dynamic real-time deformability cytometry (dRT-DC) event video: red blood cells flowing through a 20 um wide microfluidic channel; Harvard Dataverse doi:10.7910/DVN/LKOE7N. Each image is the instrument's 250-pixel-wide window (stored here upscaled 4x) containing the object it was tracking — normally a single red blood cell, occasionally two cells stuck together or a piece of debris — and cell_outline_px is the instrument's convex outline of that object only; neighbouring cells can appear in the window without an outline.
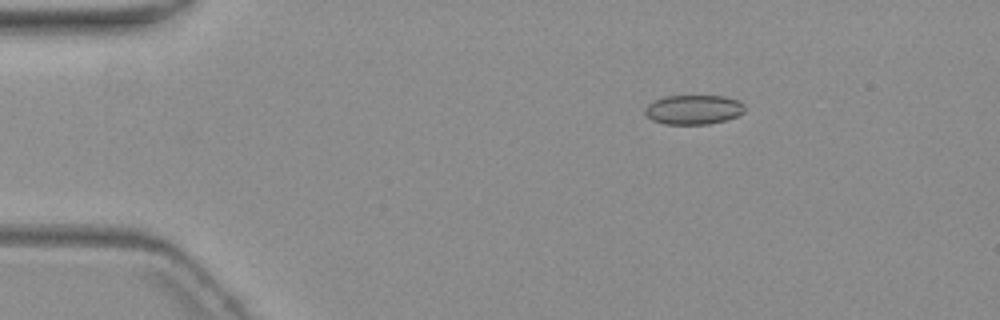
{"species": "common noctule bat (a hibernating species)", "species_latin": "Nyctalus noctula", "temperature_condition": "warm", "stored_images_in_passage": 3, "camera_frame_rate_fps": 3000, "um_per_image_px": 0.085, "animal": {"sex": "female", "body_mass_g": 19.3, "forearm_length_mm": 54.1}, "frame": {"image": 1, "passage_image": 1, "time_ms": 0.0, "image_size_px": [1000, 320], "cell_outline_px": [[744, 112], [736, 116], [724, 120], [708, 124], [664, 124], [652, 120], [644, 112], [644, 108], [648, 104], [664, 96], [724, 96], [740, 100], [744, 104]], "centroid_in_image_um": [58.95, 9.31], "position_along_channel_um": 26.1, "area_um2": 17.11}}